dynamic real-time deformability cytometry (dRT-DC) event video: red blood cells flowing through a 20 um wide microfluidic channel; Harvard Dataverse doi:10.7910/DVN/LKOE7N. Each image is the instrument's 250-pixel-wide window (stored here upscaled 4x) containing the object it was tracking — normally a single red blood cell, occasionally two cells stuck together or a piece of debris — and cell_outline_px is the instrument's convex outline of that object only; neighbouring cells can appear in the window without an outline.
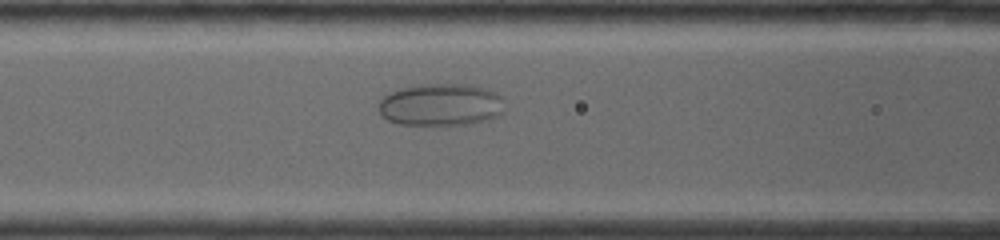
{"species": "common noctule bat (a hibernating species)", "species_latin": "Nyctalus noctula", "temperature_condition": "warm", "stored_images_in_passage": 40, "camera_frame_rate_fps": 4500, "um_per_image_px": 0.085, "animal": {"sex": "female", "body_mass_g": 19.0, "forearm_length_mm": 53.3}, "frame": {"image": 1, "passage_image": 14, "time_ms": 4.444, "image_size_px": [1000, 240], "cell_outline_px": [[504, 112], [500, 116], [488, 120], [468, 124], [400, 124], [388, 120], [380, 116], [380, 100], [388, 92], [400, 88], [420, 84], [468, 84], [484, 88], [496, 92], [500, 96]], "centroid_in_image_um": [37.47, 8.89], "position_along_channel_um": 129.1, "area_um2": 31.1}}
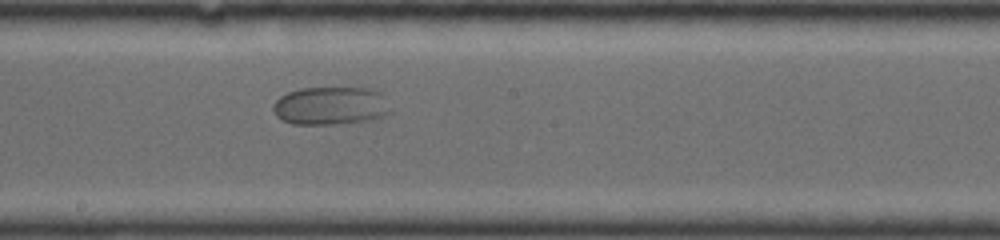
{"frame": {"image": 2, "passage_image": 21, "time_ms": 6.889, "image_size_px": [1000, 240], "cell_outline_px": [[392, 112], [384, 116], [372, 120], [332, 124], [292, 124], [280, 120], [276, 116], [272, 108], [272, 104], [280, 96], [288, 92], [300, 88], [368, 88], [380, 92]], "centroid_in_image_um": [28.07, 9.0], "position_along_channel_um": 220.1, "area_um2": 26.24}}
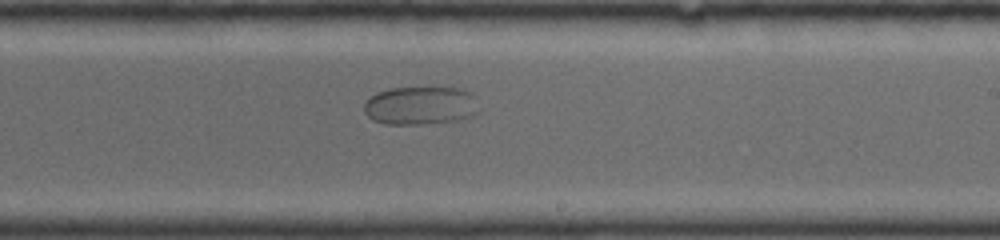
{"frame": {"image": 3, "passage_image": 24, "time_ms": 7.778, "image_size_px": [1000, 240], "cell_outline_px": [[476, 112], [468, 116], [456, 120], [420, 124], [384, 124], [372, 120], [364, 112], [364, 104], [376, 92], [388, 88], [460, 88], [472, 92], [476, 96]], "centroid_in_image_um": [35.7, 8.96], "position_along_channel_um": 253.3, "area_um2": 25.49}}